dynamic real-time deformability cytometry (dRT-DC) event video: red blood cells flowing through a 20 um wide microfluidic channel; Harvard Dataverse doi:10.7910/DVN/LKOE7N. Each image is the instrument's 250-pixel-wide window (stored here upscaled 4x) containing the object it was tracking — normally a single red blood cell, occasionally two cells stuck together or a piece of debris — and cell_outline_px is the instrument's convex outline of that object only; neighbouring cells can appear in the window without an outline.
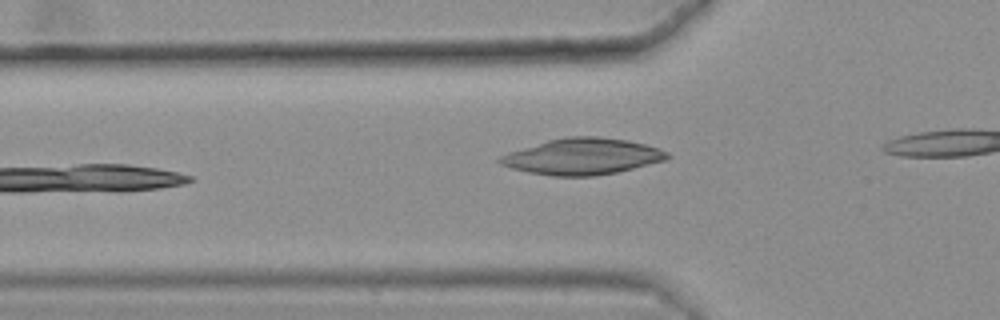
{"species": "common noctule bat (a hibernating species)", "species_latin": "Nyctalus noctula", "temperature_condition": "warm", "stored_images_in_passage": 12, "camera_frame_rate_fps": 3000, "um_per_image_px": 0.085, "animal": {"sex": "female", "body_mass_g": 25.1}, "frame": {"image": 1, "passage_image": 3, "time_ms": 0.667, "image_size_px": [1000, 320], "cell_outline_px": [[672, 156], [664, 160], [616, 172], [596, 176], [552, 176], [528, 172], [512, 168], [500, 164], [496, 160], [500, 156], [508, 152], [548, 140], [568, 136], [600, 136], [628, 140], [660, 148], [668, 152]], "centroid_in_image_um": [49.49, 13.29], "position_along_channel_um": 76.3, "area_um2": 35.32}}